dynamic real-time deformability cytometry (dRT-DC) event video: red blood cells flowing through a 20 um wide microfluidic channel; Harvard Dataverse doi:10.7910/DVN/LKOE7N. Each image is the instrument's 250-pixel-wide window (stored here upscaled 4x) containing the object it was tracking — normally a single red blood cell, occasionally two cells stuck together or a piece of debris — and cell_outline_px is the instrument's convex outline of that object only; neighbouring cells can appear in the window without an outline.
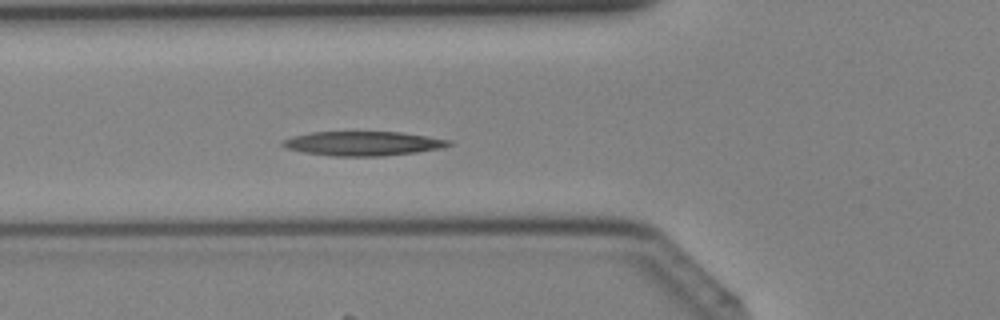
{"species": "Egyptian fruit bat (a non-hibernating species)", "species_latin": "Rousettus aegyptiacus", "temperature_condition": "cold", "stored_images_in_passage": 41, "segment_of_instrument_passage": [1, 2], "camera_frame_rate_fps": 3000, "um_per_image_px": 0.085, "animal": {"sex": "female"}, "frame": {"image": 1, "passage_image": 14, "time_ms": 4.333, "image_size_px": [1000, 320], "cell_outline_px": [[452, 144], [440, 148], [416, 152], [380, 156], [332, 156], [304, 152], [288, 148], [280, 144], [280, 140], [292, 136], [312, 132], [400, 132], [452, 140]], "centroid_in_image_um": [30.82, 12.19], "position_along_channel_um": 95.0, "area_um2": 23.41}}
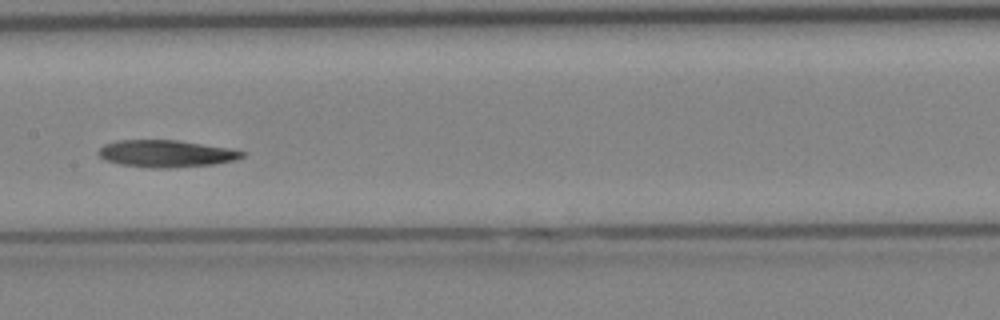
{"frame": {"image": 2, "passage_image": 20, "time_ms": 6.333, "image_size_px": [1000, 320], "cell_outline_px": [[248, 152], [244, 156], [236, 160], [212, 164], [168, 168], [152, 168], [120, 164], [104, 160], [96, 152], [104, 144], [116, 140], [176, 140], [228, 148]], "centroid_in_image_um": [14.1, 13.05], "position_along_channel_um": 193.3, "area_um2": 22.66}}
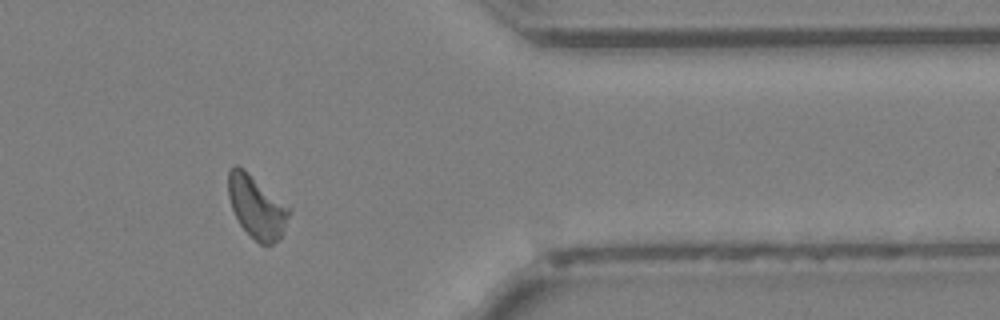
{"frame": {"image": 3, "passage_image": 33, "time_ms": 10.667, "image_size_px": [1000, 320], "cell_outline_px": [[292, 212], [284, 232], [280, 240], [272, 244], [260, 244], [240, 224], [232, 208], [228, 196], [228, 172], [236, 164], [244, 168], [292, 208]], "centroid_in_image_um": [21.87, 17.57], "position_along_channel_um": 389.5, "area_um2": 22.43}}